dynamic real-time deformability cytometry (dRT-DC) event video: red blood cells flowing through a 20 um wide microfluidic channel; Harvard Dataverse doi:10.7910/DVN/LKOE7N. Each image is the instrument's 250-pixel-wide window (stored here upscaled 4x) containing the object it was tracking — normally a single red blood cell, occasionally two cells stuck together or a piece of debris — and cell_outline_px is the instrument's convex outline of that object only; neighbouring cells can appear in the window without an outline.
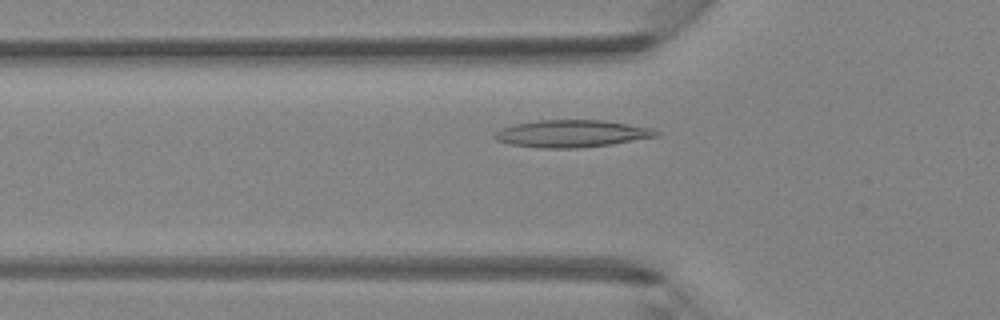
{"species": "Egyptian fruit bat (a non-hibernating species)", "species_latin": "Rousettus aegyptiacus", "temperature_condition": "room temperature", "stored_images_in_passage": 40, "camera_frame_rate_fps": 3000, "um_per_image_px": 0.085, "animal": {"sex": "female"}, "frame": {"image": 1, "passage_image": 11, "time_ms": 3.333, "image_size_px": [1000, 320], "cell_outline_px": [[660, 132], [656, 136], [612, 144], [576, 148], [540, 148], [508, 144], [496, 140], [492, 136], [492, 132], [500, 128], [512, 124], [540, 120], [604, 120], [652, 128]], "centroid_in_image_um": [48.51, 11.35], "position_along_channel_um": 77.3, "area_um2": 25.78}}
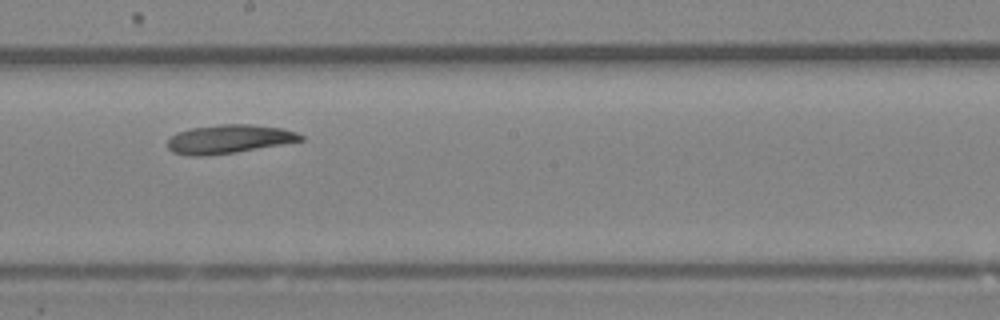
{"frame": {"image": 2, "passage_image": 21, "time_ms": 6.667, "image_size_px": [1000, 320], "cell_outline_px": [[304, 140], [236, 152], [204, 156], [188, 156], [172, 152], [168, 148], [168, 140], [176, 132], [192, 128], [220, 124], [248, 124], [284, 128], [296, 132], [304, 136]], "centroid_in_image_um": [19.45, 11.82], "position_along_channel_um": 228.7, "area_um2": 22.25}}
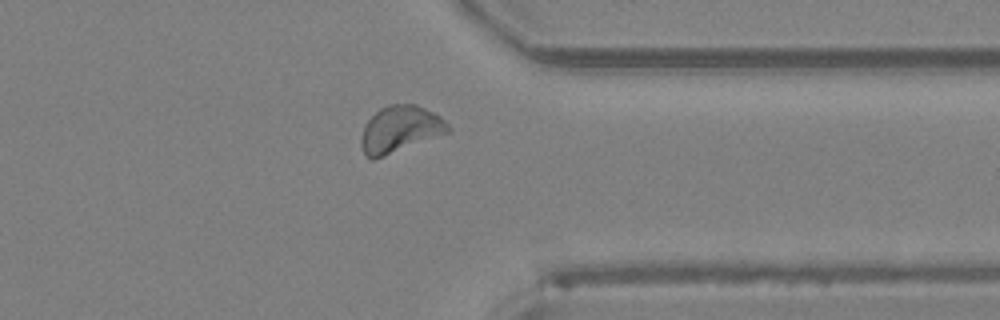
{"frame": {"image": 3, "passage_image": 31, "time_ms": 10.0, "image_size_px": [1000, 320], "cell_outline_px": [[452, 128], [448, 132], [384, 156], [372, 160], [364, 152], [360, 144], [360, 136], [364, 124], [380, 108], [388, 104], [416, 104], [440, 116]], "centroid_in_image_um": [33.97, 10.97], "position_along_channel_um": 377.4, "area_um2": 23.35}}